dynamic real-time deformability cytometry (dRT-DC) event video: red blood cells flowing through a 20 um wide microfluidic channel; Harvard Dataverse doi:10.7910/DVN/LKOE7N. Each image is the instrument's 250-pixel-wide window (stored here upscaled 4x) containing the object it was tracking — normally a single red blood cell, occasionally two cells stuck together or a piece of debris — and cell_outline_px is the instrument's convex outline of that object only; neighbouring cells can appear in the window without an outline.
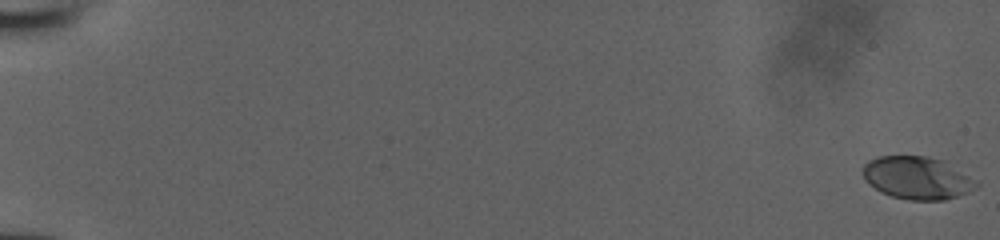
{"species": "human", "species_latin": "Homo sapiens", "temperature_condition": "room temperature", "stored_images_in_passage": 54, "camera_frame_rate_fps": 3000, "um_per_image_px": 0.085, "donor": {"sex": "male"}, "frame": {"image": 1, "passage_image": 1, "time_ms": 0.0, "image_size_px": [1000, 240], "cell_outline_px": [[980, 184], [968, 192], [944, 200], [908, 200], [892, 196], [868, 184], [864, 176], [864, 164], [868, 160], [880, 156], [928, 156], [944, 160]], "centroid_in_image_um": [77.95, 15.11], "position_along_channel_um": 7.0, "area_um2": 27.86}}
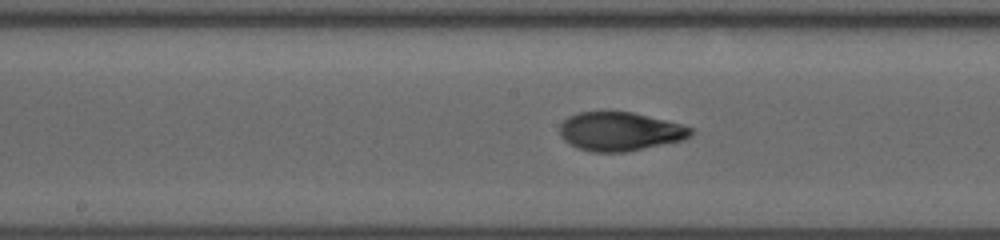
{"frame": {"image": 2, "passage_image": 31, "time_ms": 10.0, "image_size_px": [1000, 240], "cell_outline_px": [[692, 136], [684, 140], [624, 152], [592, 152], [576, 148], [564, 140], [560, 136], [560, 124], [568, 116], [580, 112], [632, 112], [680, 124], [692, 128]], "centroid_in_image_um": [52.67, 11.18], "position_along_channel_um": 195.5, "area_um2": 29.48}}
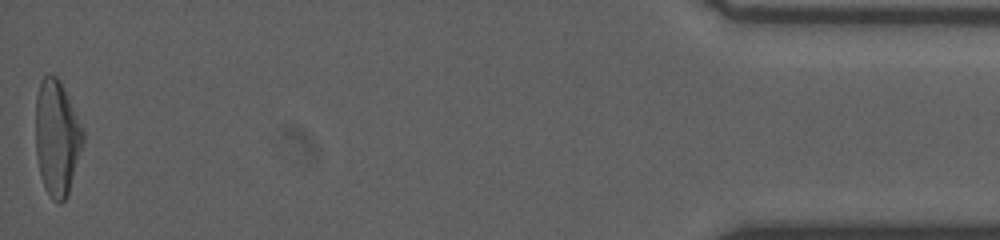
{"frame": {"image": 3, "passage_image": 54, "time_ms": 17.667, "image_size_px": [1000, 240], "cell_outline_px": [[84, 144], [68, 192], [64, 200], [60, 204], [52, 200], [44, 188], [40, 176], [36, 156], [36, 96], [40, 80], [48, 72], [56, 76], [60, 80], [84, 128]], "centroid_in_image_um": [4.84, 11.69], "position_along_channel_um": 430.4, "area_um2": 32.37}}